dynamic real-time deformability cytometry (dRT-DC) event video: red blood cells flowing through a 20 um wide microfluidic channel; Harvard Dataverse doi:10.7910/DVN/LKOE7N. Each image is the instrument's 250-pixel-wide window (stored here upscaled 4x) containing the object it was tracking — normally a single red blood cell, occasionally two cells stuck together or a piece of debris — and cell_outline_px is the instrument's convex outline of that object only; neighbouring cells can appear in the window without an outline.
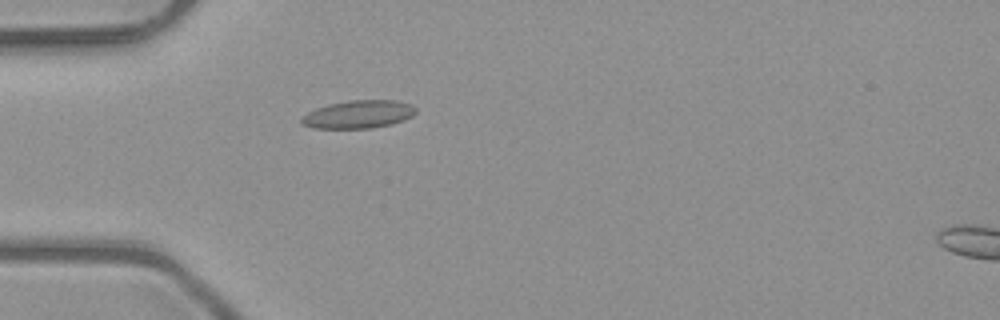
{"species": "common noctule bat (a hibernating species)", "species_latin": "Nyctalus noctula", "temperature_condition": "room temperature", "stored_images_in_passage": 1, "camera_frame_rate_fps": 3000, "um_per_image_px": 0.085, "animal": {"sex": "male", "body_mass_g": 23.1, "forearm_length_mm": 52.7}, "frame": {"image": 1, "passage_image": 1, "time_ms": 0.0, "image_size_px": [1000, 320], "cell_outline_px": [[416, 112], [412, 116], [404, 120], [388, 124], [368, 128], [312, 128], [304, 124], [300, 120], [300, 116], [316, 108], [328, 104], [348, 100], [396, 100], [412, 104], [416, 108]], "centroid_in_image_um": [30.46, 9.7], "position_along_channel_um": 54.5, "area_um2": 18.61}}